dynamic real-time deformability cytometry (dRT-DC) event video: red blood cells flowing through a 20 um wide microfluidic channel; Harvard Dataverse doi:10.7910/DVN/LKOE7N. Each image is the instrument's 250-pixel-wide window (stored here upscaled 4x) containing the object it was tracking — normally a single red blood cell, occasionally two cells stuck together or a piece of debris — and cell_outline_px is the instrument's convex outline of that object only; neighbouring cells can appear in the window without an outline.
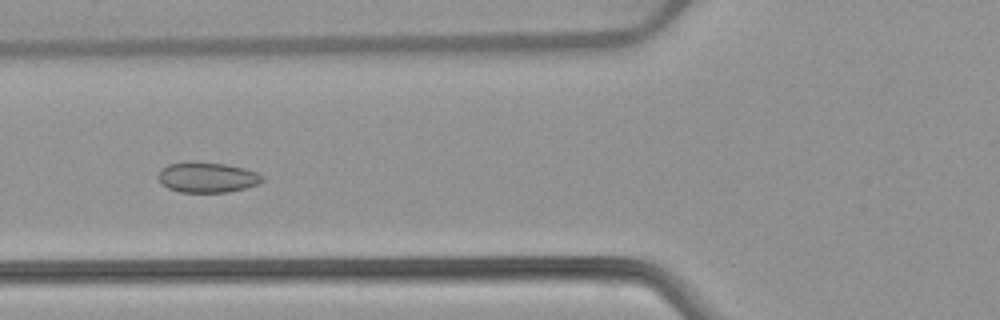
{"species": "common noctule bat (a hibernating species)", "species_latin": "Nyctalus noctula", "temperature_condition": "warm", "stored_images_in_passage": 53, "camera_frame_rate_fps": 3000, "um_per_image_px": 0.085, "animal": {"sex": "female", "body_mass_g": 22.7, "forearm_length_mm": 54.2}, "frame": {"image": 1, "passage_image": 21, "time_ms": 6.667, "image_size_px": [1000, 320], "cell_outline_px": [[264, 180], [260, 184], [228, 192], [180, 192], [168, 188], [160, 184], [156, 176], [160, 168], [168, 164], [184, 160], [196, 160], [224, 164], [244, 168], [256, 172], [264, 176]], "centroid_in_image_um": [17.55, 15.05], "position_along_channel_um": 108.3, "area_um2": 19.02}}
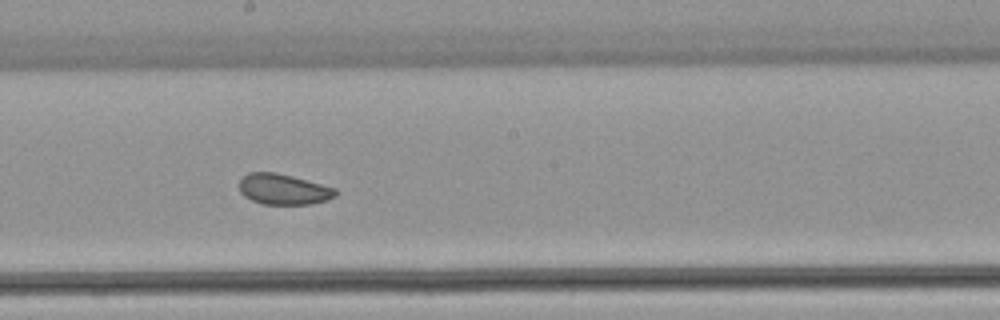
{"frame": {"image": 2, "passage_image": 30, "time_ms": 9.667, "image_size_px": [1000, 320], "cell_outline_px": [[340, 192], [336, 196], [328, 200], [308, 204], [264, 204], [252, 200], [244, 196], [240, 192], [240, 180], [248, 172], [276, 172], [292, 176], [336, 188]], "centroid_in_image_um": [24.12, 16.08], "position_along_channel_um": 224.1, "area_um2": 17.22}}
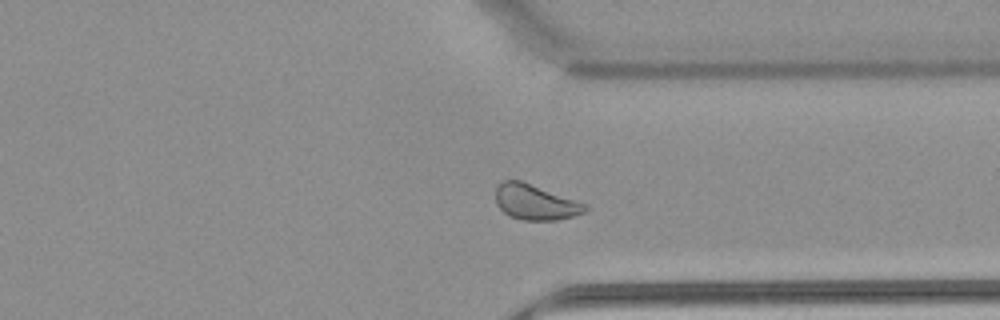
{"frame": {"image": 3, "passage_image": 41, "time_ms": 13.333, "image_size_px": [1000, 320], "cell_outline_px": [[588, 208], [584, 212], [572, 216], [556, 220], [520, 220], [504, 212], [496, 204], [496, 184], [504, 180], [520, 180], [588, 204]], "centroid_in_image_um": [45.49, 17.18], "position_along_channel_um": 365.9, "area_um2": 18.38}, "authors_computed_cell_mechanics": {"area_um2": 19.4208, "velocity_mm_per_s": 3.8717, "shape_relaxation_time_tau1_ms": 4.9617, "shape_relaxation_time_tau2_ms": 1.9151, "deformation_change_tau1": 0.0575, "deformation_change_tau2": 0.0485}}